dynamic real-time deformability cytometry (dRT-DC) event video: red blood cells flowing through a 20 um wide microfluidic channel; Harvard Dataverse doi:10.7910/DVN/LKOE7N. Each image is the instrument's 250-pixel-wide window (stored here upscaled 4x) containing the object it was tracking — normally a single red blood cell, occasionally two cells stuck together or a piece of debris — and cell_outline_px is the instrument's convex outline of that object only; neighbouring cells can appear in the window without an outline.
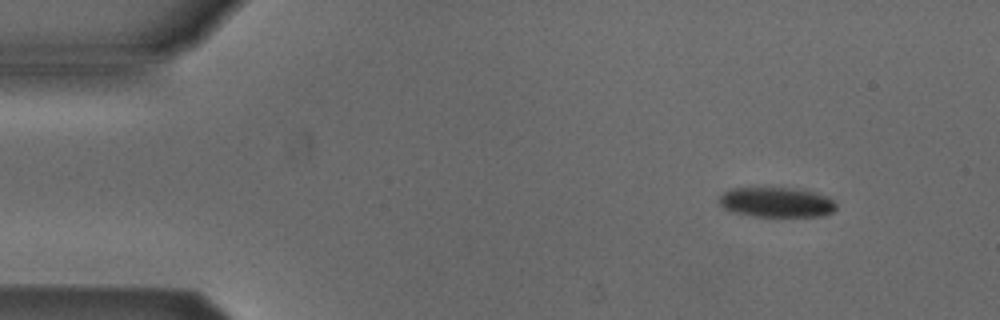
{"species": "Egyptian fruit bat (a non-hibernating species)", "species_latin": "Rousettus aegyptiacus", "temperature_condition": "cold", "stored_images_in_passage": 48, "camera_frame_rate_fps": 3000, "um_per_image_px": 0.085, "animal": {"sex": "male"}, "frame": {"image": 1, "passage_image": 1, "time_ms": 0.0, "image_size_px": [1000, 320], "cell_outline_px": [[836, 208], [832, 212], [824, 216], [752, 216], [736, 212], [724, 208], [720, 204], [720, 196], [724, 192], [732, 188], [792, 188], [812, 192], [824, 196], [832, 200], [836, 204]], "centroid_in_image_um": [66.0, 17.2], "position_along_channel_um": 19.0, "area_um2": 20.06}}
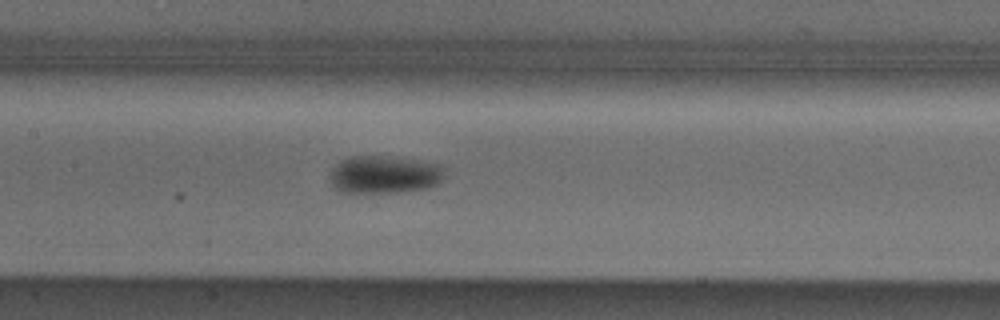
{"frame": {"image": 2, "passage_image": 20, "time_ms": 6.333, "image_size_px": [1000, 320], "cell_outline_px": [[444, 176], [436, 184], [428, 188], [400, 192], [340, 192], [328, 180], [328, 176], [332, 168], [340, 160], [352, 156], [384, 156], [420, 160], [436, 164], [444, 168]], "centroid_in_image_um": [32.63, 14.83], "position_along_channel_um": 174.8, "area_um2": 25.32}}
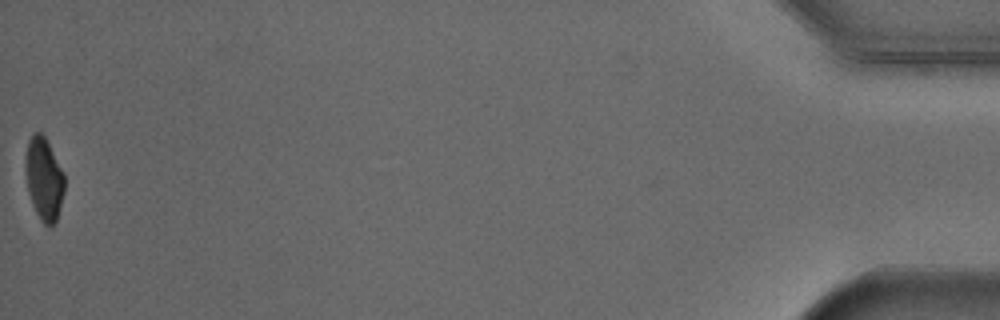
{"frame": {"image": 3, "passage_image": 48, "time_ms": 15.667, "image_size_px": [1000, 320], "cell_outline_px": [[64, 192], [56, 220], [52, 228], [48, 228], [40, 220], [32, 204], [28, 192], [24, 168], [28, 140], [36, 132], [40, 132], [44, 136], [64, 172]], "centroid_in_image_um": [3.73, 15.24], "position_along_channel_um": 431.5, "area_um2": 18.84}, "authors_computed_cell_mechanics": {"area_um2": 22.7154, "velocity_mm_per_s": 3.8729, "shape_relaxation_time_tau1_ms": 2.6148, "shape_relaxation_time_tau2_ms": null, "deformation_change_tau1": 0.0845, "deformation_change_tau2": null}}